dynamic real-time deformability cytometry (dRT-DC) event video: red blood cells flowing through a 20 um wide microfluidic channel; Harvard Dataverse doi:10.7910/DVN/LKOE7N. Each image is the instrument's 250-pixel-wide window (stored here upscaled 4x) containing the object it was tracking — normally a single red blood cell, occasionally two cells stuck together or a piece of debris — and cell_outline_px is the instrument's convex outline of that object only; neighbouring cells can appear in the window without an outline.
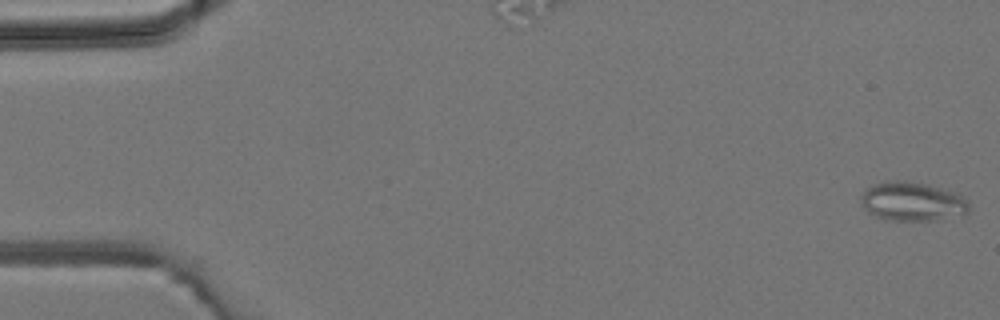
{"species": "common noctule bat (a hibernating species)", "species_latin": "Nyctalus noctula", "temperature_condition": "room temperature", "stored_images_in_passage": 5, "camera_frame_rate_fps": 3000, "um_per_image_px": 0.085, "animal": {"sex": "male", "body_mass_g": 19.2, "forearm_length_mm": 51.8}, "frame": {"image": 1, "passage_image": 1, "time_ms": 0.0, "image_size_px": [1000, 320], "cell_outline_px": [[968, 212], [936, 220], [892, 220], [876, 216], [868, 212], [860, 204], [860, 196], [864, 188], [872, 184], [884, 180], [904, 180], [924, 184], [940, 188], [964, 196], [968, 200]], "centroid_in_image_um": [77.47, 17.1], "position_along_channel_um": 7.5, "area_um2": 24.57}}